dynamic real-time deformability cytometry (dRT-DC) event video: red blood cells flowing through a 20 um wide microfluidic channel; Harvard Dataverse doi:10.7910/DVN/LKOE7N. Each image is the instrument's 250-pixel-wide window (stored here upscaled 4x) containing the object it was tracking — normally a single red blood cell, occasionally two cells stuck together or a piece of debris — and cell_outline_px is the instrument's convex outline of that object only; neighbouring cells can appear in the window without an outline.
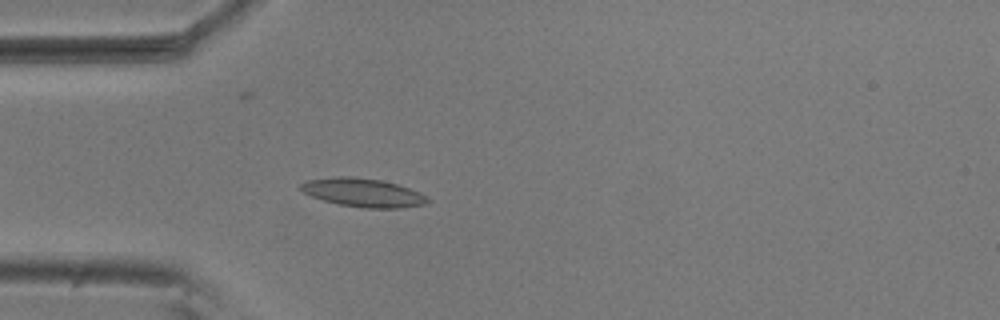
{"species": "common noctule bat (a hibernating species)", "species_latin": "Nyctalus noctula", "temperature_condition": "room temperature", "stored_images_in_passage": 45, "camera_frame_rate_fps": 3000, "um_per_image_px": 0.085, "animal": {"sex": "male", "body_mass_g": 20.5, "forearm_length_mm": 52.5}, "frame": {"image": 1, "passage_image": 9, "time_ms": 2.667, "image_size_px": [1000, 320], "cell_outline_px": [[432, 200], [424, 204], [400, 208], [364, 208], [340, 204], [324, 200], [312, 196], [304, 192], [300, 188], [300, 184], [308, 180], [336, 176], [352, 176], [380, 180], [396, 184], [420, 192], [428, 196]], "centroid_in_image_um": [30.89, 16.37], "position_along_channel_um": 54.1, "area_um2": 20.98}}
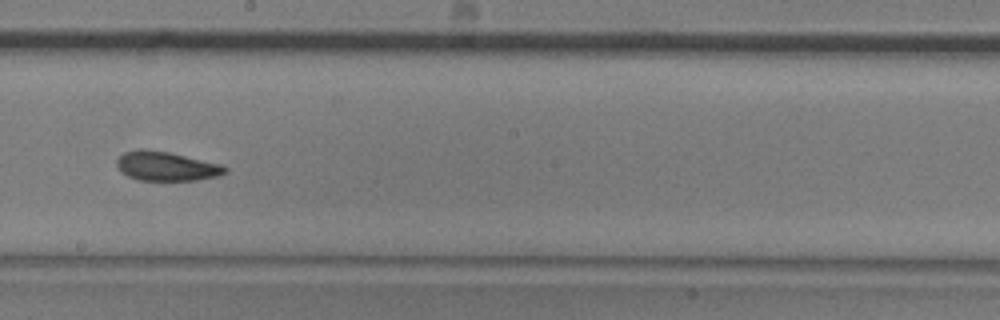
{"frame": {"image": 2, "passage_image": 24, "time_ms": 7.667, "image_size_px": [1000, 320], "cell_outline_px": [[228, 172], [216, 176], [196, 180], [136, 180], [120, 172], [116, 164], [116, 160], [124, 152], [140, 148], [144, 148], [168, 152], [220, 164], [228, 168]], "centroid_in_image_um": [14.09, 14.12], "position_along_channel_um": 234.1, "area_um2": 18.44}}
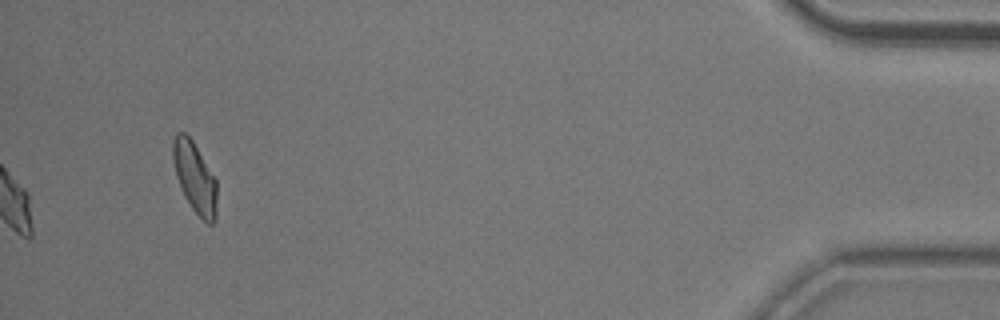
{"frame": {"image": 3, "passage_image": 45, "time_ms": 14.667, "image_size_px": [1000, 320], "cell_outline_px": [[216, 216], [212, 224], [208, 224], [192, 208], [184, 196], [180, 188], [176, 176], [172, 156], [172, 140], [176, 132], [184, 132], [192, 140], [216, 180]], "centroid_in_image_um": [16.53, 15.06], "position_along_channel_um": 418.7, "area_um2": 17.92}, "authors_computed_cell_mechanics": {"area_um2": 18.9584, "velocity_mm_per_s": 3.6998, "shape_relaxation_time_tau1_ms": 7.1601, "shape_relaxation_time_tau2_ms": 2.226, "deformation_change_tau1": 0.1669, "deformation_change_tau2": 0.087}}